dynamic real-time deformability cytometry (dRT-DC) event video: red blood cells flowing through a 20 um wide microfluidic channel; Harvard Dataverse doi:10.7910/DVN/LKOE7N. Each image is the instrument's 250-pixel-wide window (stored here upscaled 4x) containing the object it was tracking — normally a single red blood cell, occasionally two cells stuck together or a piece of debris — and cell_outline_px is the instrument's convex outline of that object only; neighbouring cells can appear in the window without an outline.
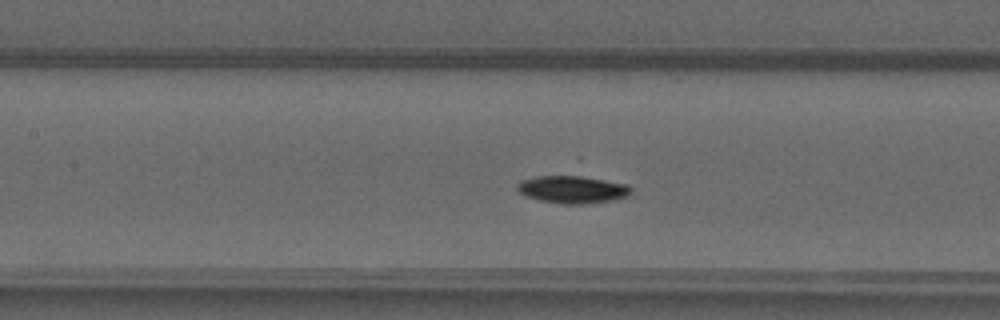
{"species": "common noctule bat (a hibernating species)", "species_latin": "Nyctalus noctula", "temperature_condition": "warm", "stored_images_in_passage": 43, "camera_frame_rate_fps": 3000, "um_per_image_px": 0.085, "animal": {"sex": "male", "forearm_length_mm": 52.5}, "frame": {"image": 1, "passage_image": 17, "time_ms": 5.333, "image_size_px": [1000, 320], "cell_outline_px": [[632, 192], [628, 196], [616, 200], [584, 204], [560, 204], [540, 200], [524, 196], [516, 188], [516, 184], [524, 180], [536, 176], [580, 176], [628, 184], [632, 188]], "centroid_in_image_um": [48.68, 16.12], "position_along_channel_um": 158.7, "area_um2": 18.32}}
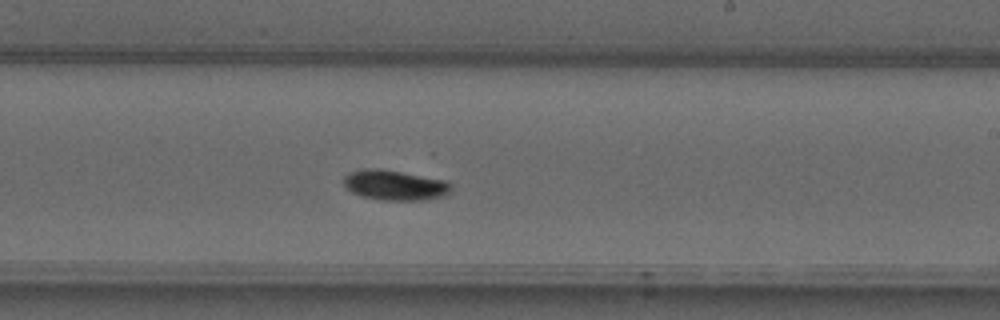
{"frame": {"image": 2, "passage_image": 24, "time_ms": 7.667, "image_size_px": [1000, 320], "cell_outline_px": [[452, 192], [448, 196], [428, 200], [380, 200], [360, 196], [352, 192], [344, 184], [344, 176], [348, 172], [364, 168], [380, 168], [448, 180], [452, 184]], "centroid_in_image_um": [33.63, 15.74], "position_along_channel_um": 255.4, "area_um2": 19.42}}
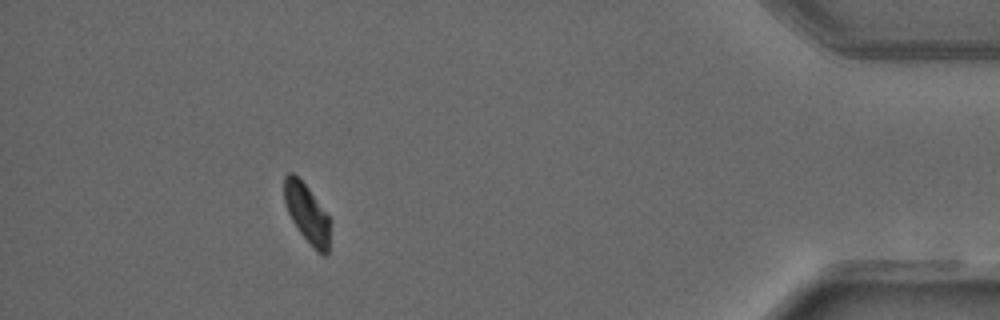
{"frame": {"image": 3, "passage_image": 39, "time_ms": 12.667, "image_size_px": [1000, 320], "cell_outline_px": [[328, 252], [324, 256], [316, 252], [300, 232], [292, 220], [288, 212], [284, 200], [284, 176], [288, 172], [292, 172], [308, 188], [328, 216]], "centroid_in_image_um": [26.06, 18.14], "position_along_channel_um": 409.1, "area_um2": 15.26}}